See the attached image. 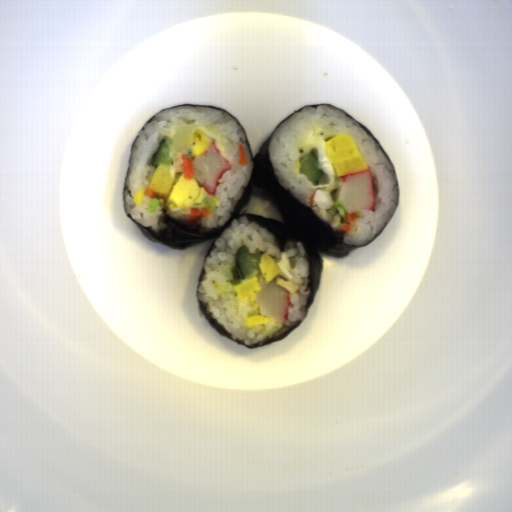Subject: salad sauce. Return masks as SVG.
I'll use <instances>...</instances> for the list:
<instances>
[{"label":"salad sauce","instance_id":"obj_1","mask_svg":"<svg viewBox=\"0 0 512 512\" xmlns=\"http://www.w3.org/2000/svg\"><path fill=\"white\" fill-rule=\"evenodd\" d=\"M318 153L319 169L323 170L328 175L335 174L331 159L326 155V142L324 140L318 146Z\"/></svg>","mask_w":512,"mask_h":512}]
</instances>
